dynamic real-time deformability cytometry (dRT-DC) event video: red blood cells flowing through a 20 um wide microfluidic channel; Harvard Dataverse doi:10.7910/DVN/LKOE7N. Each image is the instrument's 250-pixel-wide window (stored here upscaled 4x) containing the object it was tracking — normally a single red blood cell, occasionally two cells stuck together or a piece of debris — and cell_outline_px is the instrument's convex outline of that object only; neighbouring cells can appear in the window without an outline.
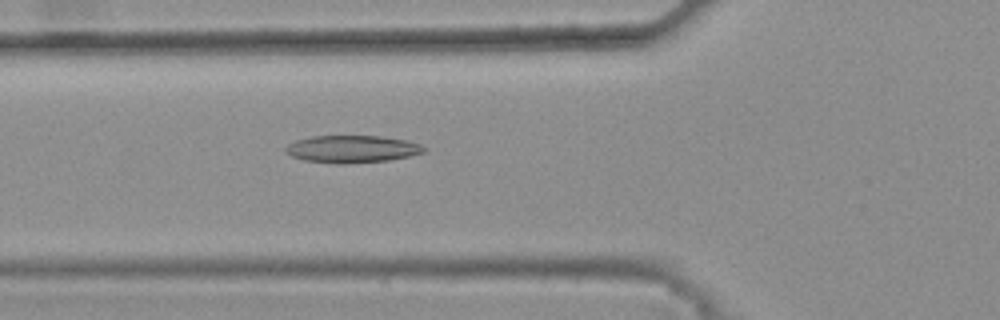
{"species": "common noctule bat (a hibernating species)", "species_latin": "Nyctalus noctula", "temperature_condition": "warm", "stored_images_in_passage": 47, "camera_frame_rate_fps": 3000, "um_per_image_px": 0.085, "animal": {"sex": "female", "body_mass_g": 25.1}, "frame": {"image": 1, "passage_image": 19, "time_ms": 6.0, "image_size_px": [1000, 320], "cell_outline_px": [[428, 148], [424, 152], [408, 156], [388, 160], [340, 164], [336, 164], [304, 160], [292, 156], [284, 152], [284, 148], [288, 144], [296, 140], [312, 136], [380, 136], [404, 140], [420, 144]], "centroid_in_image_um": [29.89, 12.67], "position_along_channel_um": 95.9, "area_um2": 21.96}}
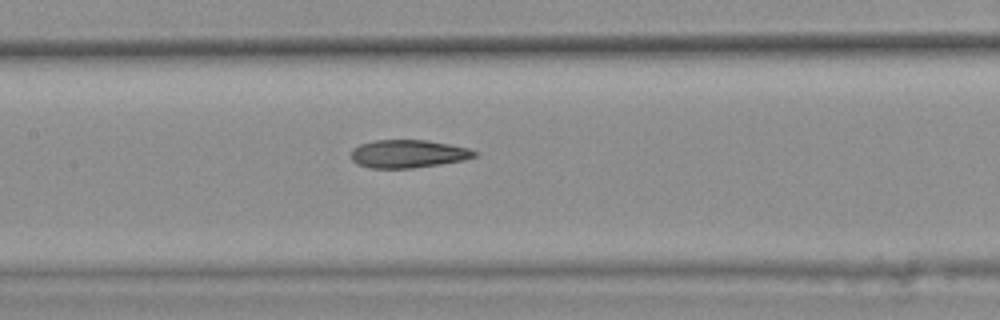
{"frame": {"image": 2, "passage_image": 25, "time_ms": 8.0, "image_size_px": [1000, 320], "cell_outline_px": [[480, 152], [476, 156], [464, 160], [440, 164], [412, 168], [372, 168], [356, 164], [352, 160], [352, 148], [360, 144], [376, 140], [428, 140], [468, 148]], "centroid_in_image_um": [34.7, 13.07], "position_along_channel_um": 172.7, "area_um2": 20.17}}
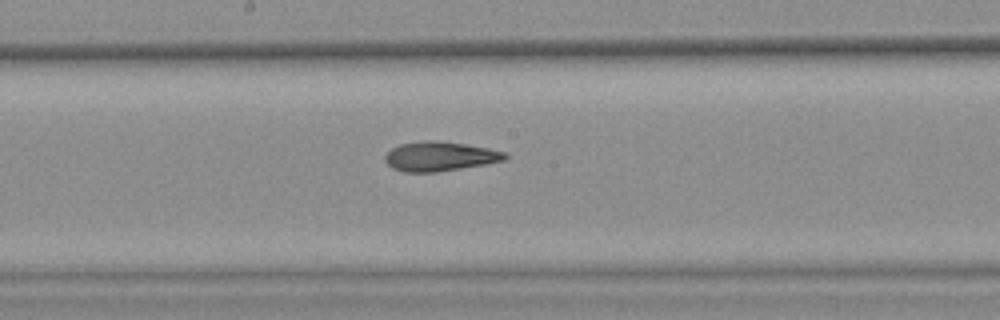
{"frame": {"image": 3, "passage_image": 28, "time_ms": 9.0, "image_size_px": [1000, 320], "cell_outline_px": [[508, 156], [504, 160], [484, 164], [436, 172], [404, 172], [392, 168], [384, 160], [384, 156], [392, 148], [400, 144], [428, 140], [440, 140], [488, 148], [504, 152]], "centroid_in_image_um": [37.35, 13.29], "position_along_channel_um": 210.9, "area_um2": 20.4}, "authors_computed_cell_mechanics": {"area_um2": 20.6346, "velocity_mm_per_s": 3.8225, "shape_relaxation_time_tau1_ms": null, "shape_relaxation_time_tau2_ms": 4.523, "deformation_change_tau1": null, "deformation_change_tau2": 0.1422}}